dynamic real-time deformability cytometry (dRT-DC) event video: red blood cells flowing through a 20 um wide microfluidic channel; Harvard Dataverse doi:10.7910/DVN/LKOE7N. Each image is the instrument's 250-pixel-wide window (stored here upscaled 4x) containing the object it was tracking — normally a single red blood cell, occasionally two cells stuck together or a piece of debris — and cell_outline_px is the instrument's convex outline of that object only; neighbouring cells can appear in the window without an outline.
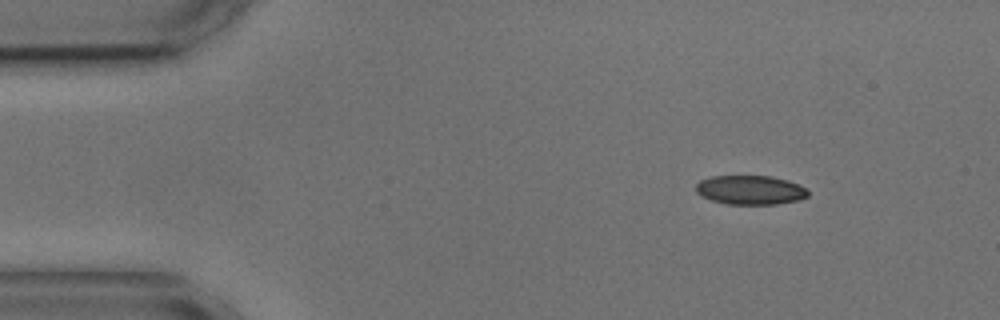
{"species": "common noctule bat (a hibernating species)", "species_latin": "Nyctalus noctula", "temperature_condition": "cold", "stored_images_in_passage": 4, "segment_of_instrument_passage": [1, 2], "camera_frame_rate_fps": 3000, "um_per_image_px": 0.085, "animal": {"sex": "male", "body_mass_g": 17.9, "forearm_length_mm": 54.2}, "frame": {"image": 1, "passage_image": 1, "time_ms": 0.0, "image_size_px": [1000, 320], "cell_outline_px": [[808, 196], [800, 200], [776, 204], [724, 204], [700, 196], [696, 192], [696, 184], [700, 180], [712, 176], [772, 176], [788, 180], [804, 188], [808, 192]], "centroid_in_image_um": [63.75, 16.15], "position_along_channel_um": 21.3, "area_um2": 19.07}}